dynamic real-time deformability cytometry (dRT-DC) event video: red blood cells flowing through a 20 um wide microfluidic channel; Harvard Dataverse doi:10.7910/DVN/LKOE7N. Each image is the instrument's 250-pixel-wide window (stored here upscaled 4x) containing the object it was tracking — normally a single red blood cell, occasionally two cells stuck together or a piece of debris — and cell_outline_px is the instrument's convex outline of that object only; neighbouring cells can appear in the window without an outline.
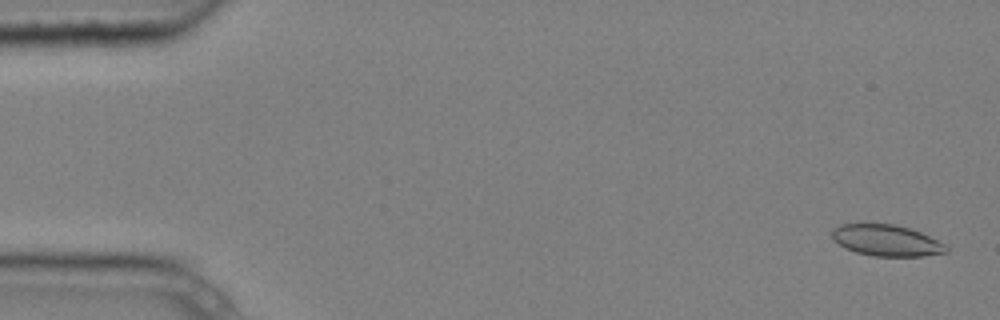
{"species": "common noctule bat (a hibernating species)", "species_latin": "Nyctalus noctula", "temperature_condition": "cold", "stored_images_in_passage": 5, "camera_frame_rate_fps": 3000, "um_per_image_px": 0.085, "animal": {"sex": "male", "body_mass_g": 20.4}, "frame": {"image": 1, "passage_image": 1, "time_ms": 0.0, "image_size_px": [1000, 320], "cell_outline_px": [[948, 252], [924, 256], [872, 256], [856, 252], [844, 248], [832, 240], [832, 228], [840, 224], [892, 224], [912, 228], [944, 244], [948, 248]], "centroid_in_image_um": [75.31, 20.44], "position_along_channel_um": 9.7, "area_um2": 20.87}}
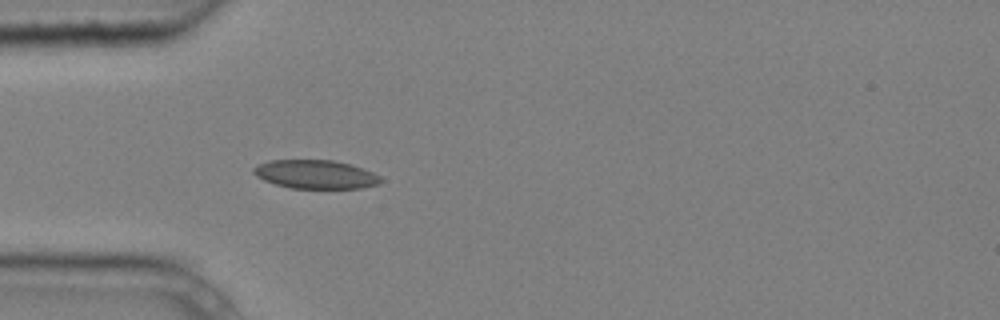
{"frame": {"image": 2, "passage_image": 5, "time_ms": 1.333, "image_size_px": [1000, 320], "cell_outline_px": [[384, 180], [380, 184], [360, 188], [292, 188], [276, 184], [264, 180], [256, 176], [252, 172], [252, 168], [268, 160], [332, 160], [352, 164], [372, 172], [380, 176]], "centroid_in_image_um": [26.84, 14.81], "position_along_channel_um": 58.2, "area_um2": 21.27}}